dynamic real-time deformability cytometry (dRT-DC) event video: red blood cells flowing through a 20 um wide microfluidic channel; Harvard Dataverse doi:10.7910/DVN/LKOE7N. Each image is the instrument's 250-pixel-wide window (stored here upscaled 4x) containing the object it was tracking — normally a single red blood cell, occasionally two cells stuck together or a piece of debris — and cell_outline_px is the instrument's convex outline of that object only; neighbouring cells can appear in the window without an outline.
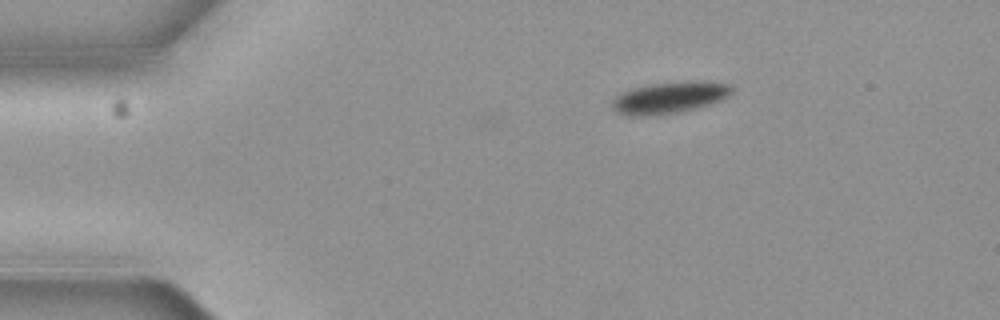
{"species": "common noctule bat (a hibernating species)", "species_latin": "Nyctalus noctula", "temperature_condition": "cold", "stored_images_in_passage": 3, "camera_frame_rate_fps": 3000, "um_per_image_px": 0.085, "animal": {"sex": "female", "body_mass_g": 19.3, "forearm_length_mm": 54.1}, "frame": {"image": 1, "passage_image": 1, "time_ms": 0.0, "image_size_px": [1000, 320], "cell_outline_px": [[736, 88], [724, 100], [696, 108], [680, 112], [652, 116], [628, 116], [616, 112], [612, 108], [612, 100], [620, 92], [632, 88], [648, 84], [688, 80], [704, 80], [732, 84]], "centroid_in_image_um": [56.95, 8.28], "position_along_channel_um": 28.0, "area_um2": 22.83}}